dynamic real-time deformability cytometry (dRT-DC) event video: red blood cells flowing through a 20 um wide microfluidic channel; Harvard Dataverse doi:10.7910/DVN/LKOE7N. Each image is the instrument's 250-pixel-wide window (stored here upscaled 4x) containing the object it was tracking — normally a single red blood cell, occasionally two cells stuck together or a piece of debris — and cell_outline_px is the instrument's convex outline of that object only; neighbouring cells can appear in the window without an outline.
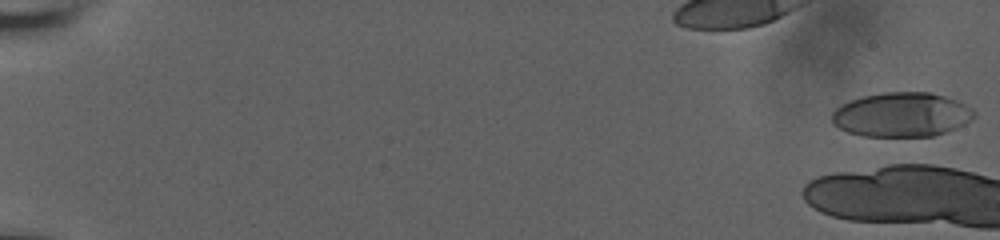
{"species": "human", "species_latin": "Homo sapiens", "temperature_condition": "room temperature", "stored_images_in_passage": 6, "camera_frame_rate_fps": 3000, "um_per_image_px": 0.085, "donor": {"sex": "male"}, "frame": {"image": 1, "passage_image": 1, "time_ms": 0.0, "image_size_px": [1000, 240], "cell_outline_px": [[976, 116], [972, 120], [956, 128], [932, 136], [864, 136], [848, 132], [832, 124], [832, 112], [840, 104], [864, 96], [884, 92], [932, 92], [956, 100], [972, 108], [976, 112]], "centroid_in_image_um": [76.65, 9.74], "position_along_channel_um": 8.4, "area_um2": 36.82}}